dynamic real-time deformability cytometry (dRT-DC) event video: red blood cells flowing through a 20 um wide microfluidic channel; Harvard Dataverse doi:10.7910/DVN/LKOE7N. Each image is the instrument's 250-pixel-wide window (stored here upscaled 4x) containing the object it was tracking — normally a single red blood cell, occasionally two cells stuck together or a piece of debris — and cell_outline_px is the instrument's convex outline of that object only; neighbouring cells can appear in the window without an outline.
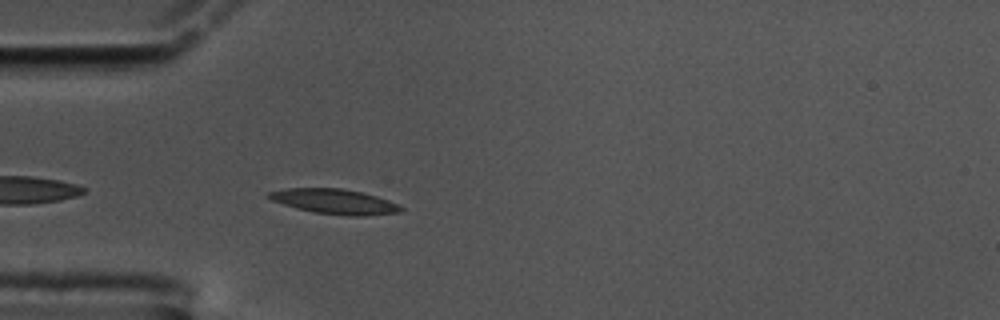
{"species": "common noctule bat (a hibernating species)", "species_latin": "Nyctalus noctula", "temperature_condition": "cold", "stored_images_in_passage": 45, "camera_frame_rate_fps": 3000, "um_per_image_px": 0.085, "animal": {"sex": "male", "body_mass_g": 17.5, "forearm_length_mm": 52.3}, "frame": {"image": 1, "passage_image": 3, "time_ms": 0.667, "image_size_px": [1000, 320], "cell_outline_px": [[404, 208], [400, 212], [364, 216], [348, 216], [316, 212], [296, 208], [272, 200], [264, 196], [268, 192], [288, 188], [340, 188], [360, 192], [376, 196], [388, 200]], "centroid_in_image_um": [28.42, 17.13], "position_along_channel_um": 56.6, "area_um2": 19.02}}
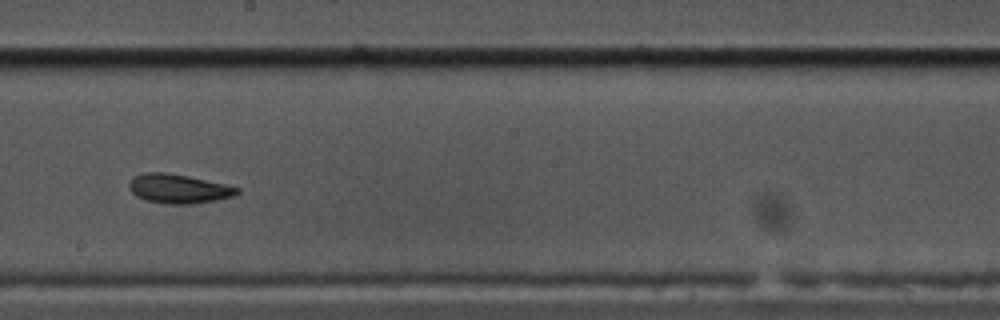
{"frame": {"image": 2, "passage_image": 19, "time_ms": 6.0, "image_size_px": [1000, 320], "cell_outline_px": [[240, 192], [232, 196], [192, 204], [168, 204], [148, 200], [136, 196], [128, 188], [128, 184], [132, 176], [144, 172], [164, 172], [188, 176], [224, 184], [240, 188]], "centroid_in_image_um": [15.12, 16.02], "position_along_channel_um": 233.1, "area_um2": 18.21}}
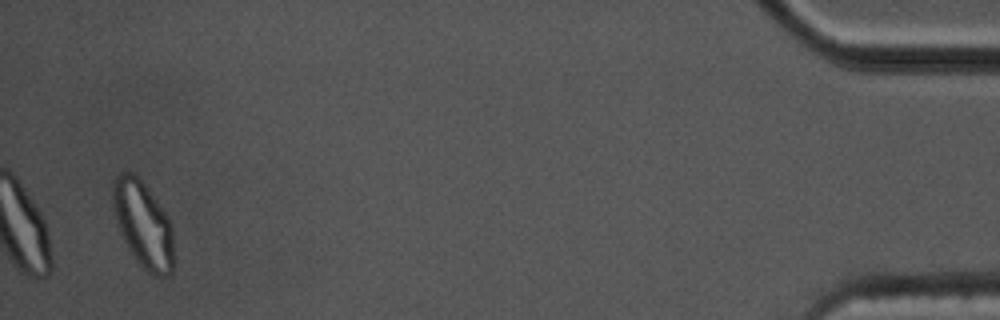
{"frame": {"image": 3, "passage_image": 43, "time_ms": 14.0, "image_size_px": [1000, 320], "cell_outline_px": [[172, 272], [168, 276], [156, 276], [148, 272], [136, 260], [128, 248], [120, 232], [112, 204], [112, 180], [120, 172], [132, 172], [144, 184], [168, 216], [172, 224]], "centroid_in_image_um": [12.15, 19.06], "position_along_channel_um": 423.1, "area_um2": 30.35}, "authors_computed_cell_mechanics": {"area_um2": 18.496, "velocity_mm_per_s": 3.4009, "shape_relaxation_time_tau1_ms": 6.5324, "shape_relaxation_time_tau2_ms": 2.336, "deformation_change_tau1": 0.1909, "deformation_change_tau2": 0.0789}}